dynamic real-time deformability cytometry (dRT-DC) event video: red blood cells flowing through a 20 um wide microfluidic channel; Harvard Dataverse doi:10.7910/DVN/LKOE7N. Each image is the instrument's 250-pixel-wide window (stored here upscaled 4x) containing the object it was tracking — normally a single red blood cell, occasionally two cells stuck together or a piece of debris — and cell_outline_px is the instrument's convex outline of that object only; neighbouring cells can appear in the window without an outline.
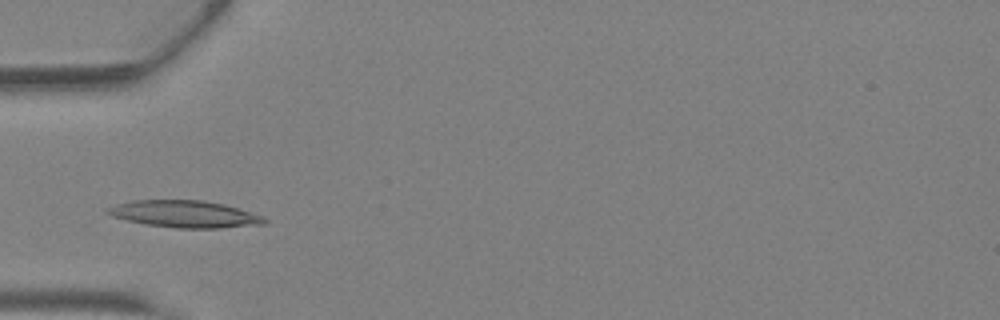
{"species": "Egyptian fruit bat (a non-hibernating species)", "species_latin": "Rousettus aegyptiacus", "temperature_condition": "warm", "stored_images_in_passage": 28, "camera_frame_rate_fps": 3000, "um_per_image_px": 0.085, "animal": {"sex": "female"}, "frame": {"image": 1, "passage_image": 7, "time_ms": 2.0, "image_size_px": [1000, 320], "cell_outline_px": [[268, 220], [264, 224], [220, 228], [176, 228], [144, 224], [112, 216], [104, 212], [104, 208], [116, 204], [132, 200], [204, 200], [224, 204], [264, 216]], "centroid_in_image_um": [15.68, 18.19], "position_along_channel_um": 69.3, "area_um2": 24.8}}
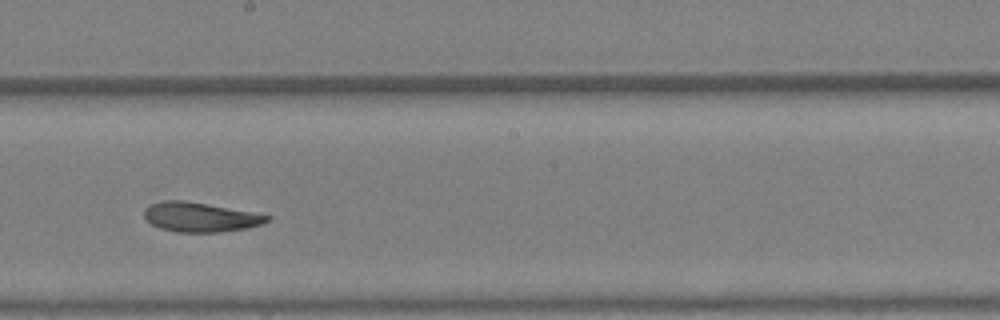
{"frame": {"image": 2, "passage_image": 17, "time_ms": 5.333, "image_size_px": [1000, 320], "cell_outline_px": [[272, 216], [268, 220], [260, 224], [244, 228], [220, 232], [176, 232], [160, 228], [152, 224], [144, 216], [144, 208], [152, 204], [164, 200], [184, 200], [208, 204], [252, 212]], "centroid_in_image_um": [16.98, 18.45], "position_along_channel_um": 231.2, "area_um2": 20.87}}
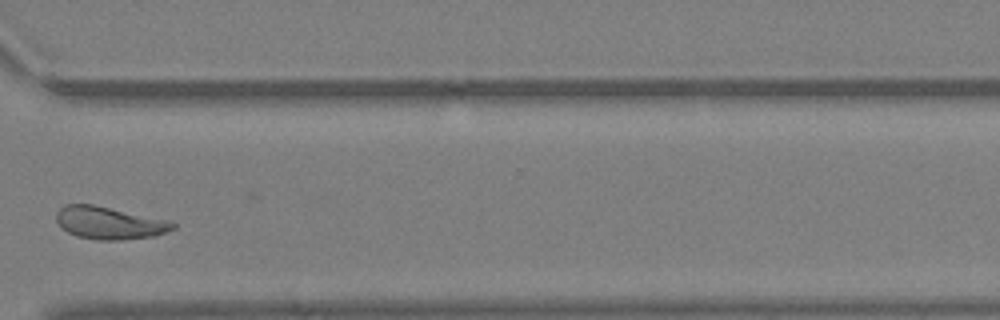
{"frame": {"image": 3, "passage_image": 25, "time_ms": 8.0, "image_size_px": [1000, 320], "cell_outline_px": [[176, 228], [168, 232], [152, 236], [120, 240], [100, 240], [76, 236], [60, 228], [56, 220], [56, 212], [64, 204], [96, 204], [172, 220], [176, 224]], "centroid_in_image_um": [9.32, 18.93], "position_along_channel_um": 361.3, "area_um2": 22.6}, "authors_computed_cell_mechanics": {"area_um2": 21.7617, "velocity_mm_per_s": 4.87, "shape_relaxation_time_tau1_ms": 7.2975, "shape_relaxation_time_tau2_ms": 2.4257, "deformation_change_tau1": 0.2083, "deformation_change_tau2": 0.0848}}